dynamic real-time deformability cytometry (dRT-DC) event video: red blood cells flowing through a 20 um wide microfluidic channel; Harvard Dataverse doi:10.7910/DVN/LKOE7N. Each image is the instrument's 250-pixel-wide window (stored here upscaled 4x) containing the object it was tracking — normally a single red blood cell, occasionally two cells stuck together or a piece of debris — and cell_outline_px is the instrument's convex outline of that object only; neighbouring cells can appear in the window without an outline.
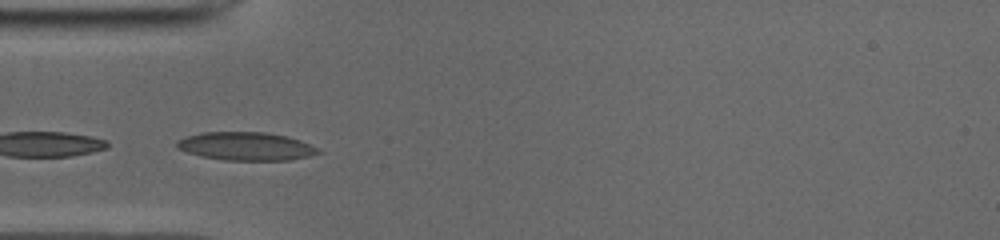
{"species": "common noctule bat (a hibernating species)", "species_latin": "Nyctalus noctula", "temperature_condition": "cold", "stored_images_in_passage": 16, "camera_frame_rate_fps": 3000, "um_per_image_px": 0.085, "animal": {"sex": "male", "body_mass_g": 19.0, "forearm_length_mm": 50.8}, "frame": {"image": 1, "passage_image": 12, "time_ms": 3.667, "image_size_px": [1000, 240], "cell_outline_px": [[324, 152], [292, 160], [224, 160], [200, 156], [176, 148], [176, 140], [200, 132], [264, 132], [288, 136], [300, 140], [320, 148]], "centroid_in_image_um": [20.94, 12.43], "position_along_channel_um": 64.1, "area_um2": 23.47}}